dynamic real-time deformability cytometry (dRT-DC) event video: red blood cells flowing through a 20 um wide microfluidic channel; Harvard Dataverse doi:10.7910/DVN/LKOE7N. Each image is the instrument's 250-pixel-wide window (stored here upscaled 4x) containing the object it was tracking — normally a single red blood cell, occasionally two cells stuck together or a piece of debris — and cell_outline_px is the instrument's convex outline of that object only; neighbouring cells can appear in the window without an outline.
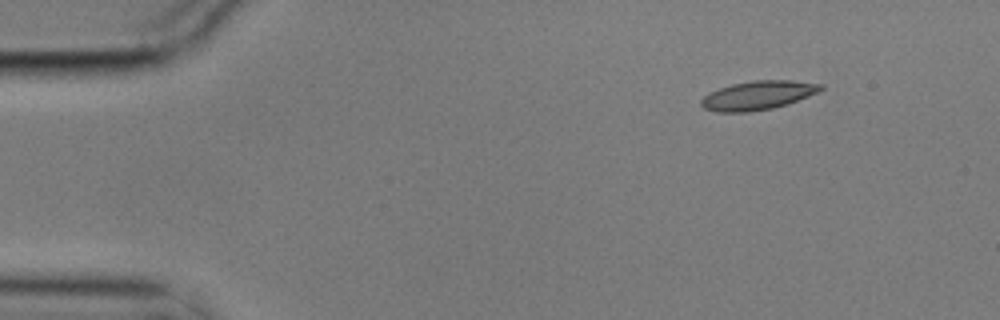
{"species": "common noctule bat (a hibernating species)", "species_latin": "Nyctalus noctula", "temperature_condition": "cold", "stored_images_in_passage": 4, "camera_frame_rate_fps": 3000, "um_per_image_px": 0.085, "animal": {"sex": "male", "body_mass_g": 17.9}, "frame": {"image": 1, "passage_image": 1, "time_ms": 0.0, "image_size_px": [1000, 320], "cell_outline_px": [[824, 88], [808, 96], [788, 104], [772, 108], [748, 112], [716, 112], [704, 108], [700, 104], [700, 100], [708, 92], [732, 84], [752, 80], [792, 80], [824, 84]], "centroid_in_image_um": [64.41, 8.1], "position_along_channel_um": 20.6, "area_um2": 20.17}}
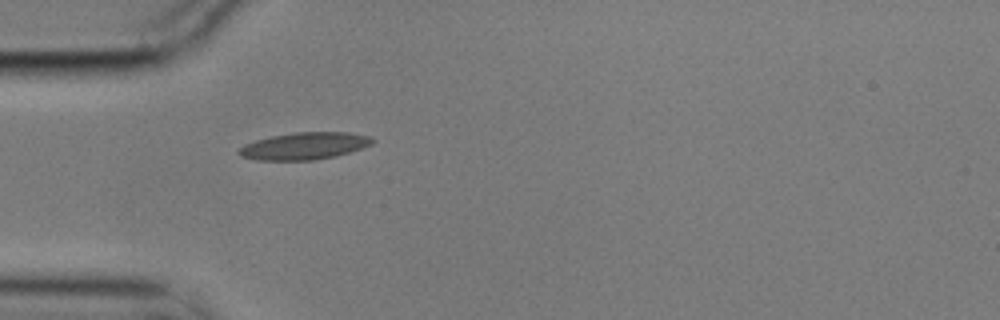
{"frame": {"image": 2, "passage_image": 4, "time_ms": 1.0, "image_size_px": [1000, 320], "cell_outline_px": [[376, 140], [372, 144], [336, 156], [312, 160], [256, 160], [240, 156], [236, 152], [244, 144], [256, 140], [272, 136], [296, 132], [348, 132], [368, 136]], "centroid_in_image_um": [25.84, 12.41], "position_along_channel_um": 59.2, "area_um2": 20.98}}